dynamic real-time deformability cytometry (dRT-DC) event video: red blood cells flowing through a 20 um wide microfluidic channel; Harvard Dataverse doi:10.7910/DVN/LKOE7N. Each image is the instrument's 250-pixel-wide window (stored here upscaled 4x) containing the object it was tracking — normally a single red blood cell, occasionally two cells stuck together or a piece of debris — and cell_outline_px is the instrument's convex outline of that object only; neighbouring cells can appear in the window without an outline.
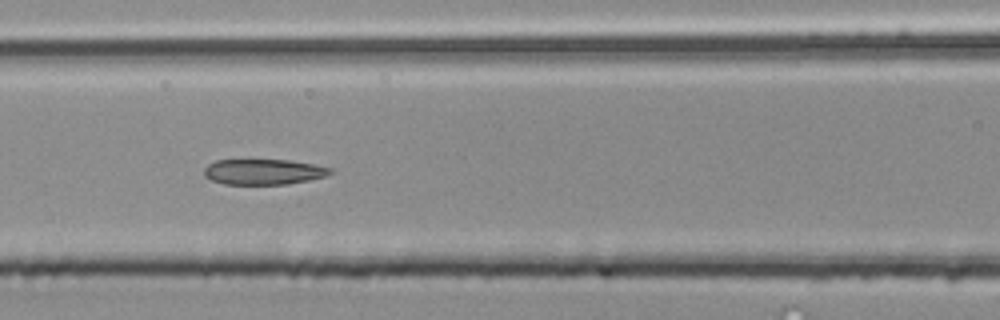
{"species": "common noctule bat (a hibernating species)", "species_latin": "Nyctalus noctula", "temperature_condition": "room temperature", "stored_images_in_passage": 48, "segment_of_instrument_passage": [2, 3], "camera_frame_rate_fps": 3000, "um_per_image_px": 0.085, "animal": {"sex": "male", "body_mass_g": 20.4}, "frame": {"image": 1, "passage_image": 18, "time_ms": 5.667, "image_size_px": [1000, 320], "cell_outline_px": [[332, 172], [328, 176], [288, 184], [224, 184], [212, 180], [204, 176], [204, 168], [208, 164], [216, 160], [292, 160], [332, 168]], "centroid_in_image_um": [22.4, 14.6], "position_along_channel_um": 144.2, "area_um2": 18.79}}
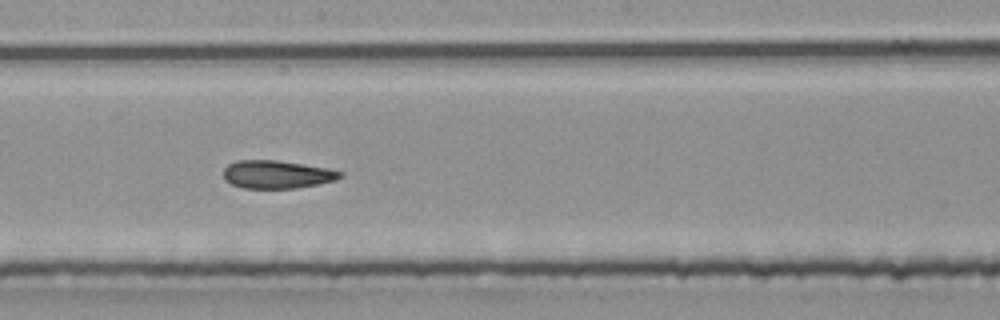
{"frame": {"image": 2, "passage_image": 24, "time_ms": 7.667, "image_size_px": [1000, 320], "cell_outline_px": [[344, 176], [336, 180], [296, 188], [244, 188], [232, 184], [224, 180], [224, 168], [228, 164], [236, 160], [276, 160], [328, 168], [344, 172]], "centroid_in_image_um": [23.54, 14.82], "position_along_channel_um": 224.7, "area_um2": 19.07}}
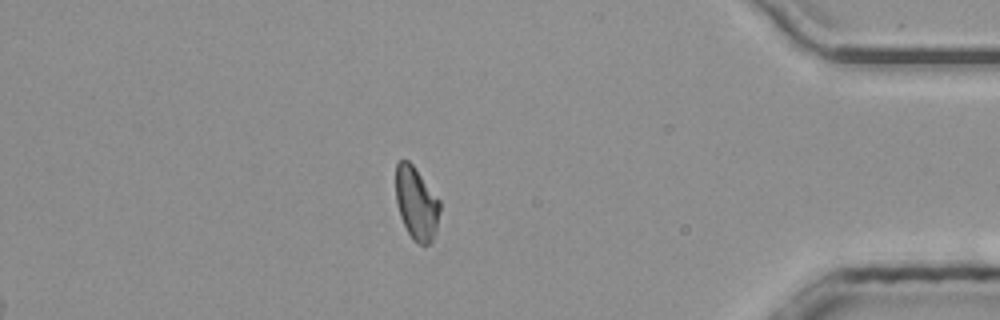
{"frame": {"image": 3, "passage_image": 40, "time_ms": 13.0, "image_size_px": [1000, 320], "cell_outline_px": [[440, 208], [436, 228], [432, 240], [428, 244], [420, 244], [412, 240], [400, 216], [396, 200], [396, 164], [400, 160], [408, 160], [412, 164], [440, 200]], "centroid_in_image_um": [35.38, 17.28], "position_along_channel_um": 399.8, "area_um2": 18.5}}